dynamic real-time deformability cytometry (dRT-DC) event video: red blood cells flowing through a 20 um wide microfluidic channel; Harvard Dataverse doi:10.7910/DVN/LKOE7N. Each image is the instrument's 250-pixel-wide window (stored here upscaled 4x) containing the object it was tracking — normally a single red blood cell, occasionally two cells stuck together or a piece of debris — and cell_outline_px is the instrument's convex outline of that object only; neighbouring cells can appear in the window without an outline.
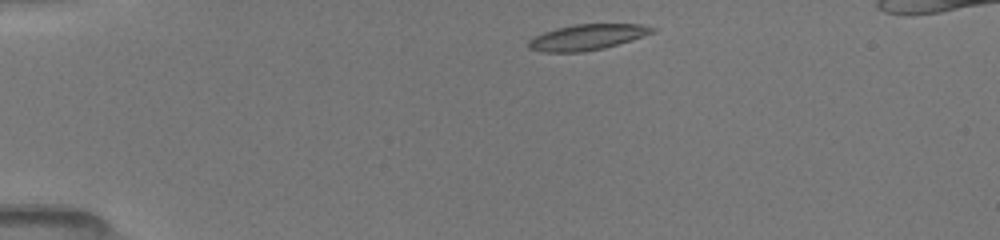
{"species": "common noctule bat (a hibernating species)", "species_latin": "Nyctalus noctula", "temperature_condition": "room temperature", "stored_images_in_passage": 41, "camera_frame_rate_fps": 3000, "um_per_image_px": 0.085, "animal": {"sex": "female", "body_mass_g": 19.5, "forearm_length_mm": 54.1}, "frame": {"image": 1, "passage_image": 1, "time_ms": 0.0, "image_size_px": [1000, 240], "cell_outline_px": [[656, 32], [604, 48], [584, 52], [544, 52], [528, 48], [528, 40], [544, 32], [556, 28], [576, 24], [640, 24], [656, 28]], "centroid_in_image_um": [49.91, 3.16], "position_along_channel_um": 35.1, "area_um2": 18.44}}
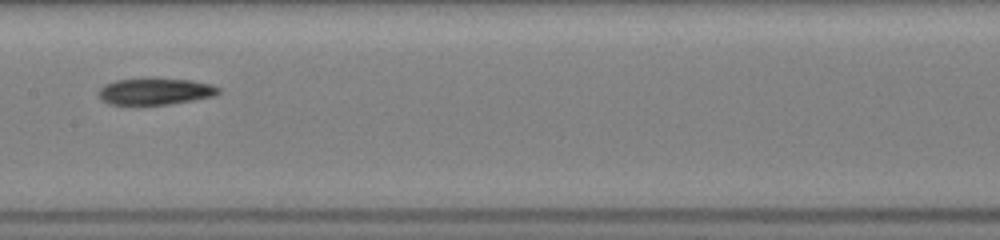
{"frame": {"image": 2, "passage_image": 17, "time_ms": 5.333, "image_size_px": [1000, 240], "cell_outline_px": [[220, 92], [216, 96], [168, 104], [108, 104], [100, 96], [100, 88], [104, 84], [116, 80], [192, 80], [208, 84], [220, 88]], "centroid_in_image_um": [13.23, 7.79], "position_along_channel_um": 194.2, "area_um2": 17.8}}
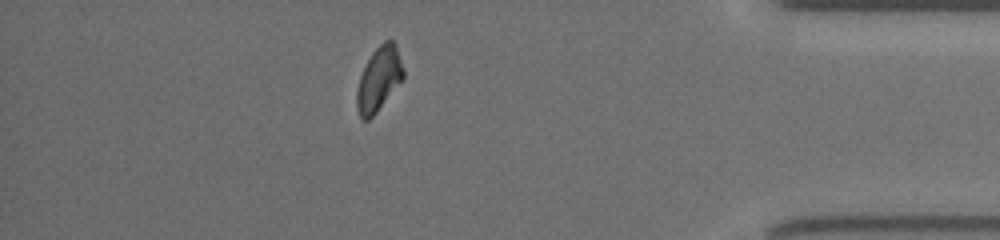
{"frame": {"image": 3, "passage_image": 35, "time_ms": 11.333, "image_size_px": [1000, 240], "cell_outline_px": [[404, 80], [376, 112], [368, 120], [360, 120], [356, 108], [356, 92], [360, 76], [372, 52], [384, 40], [392, 40], [396, 44], [404, 68]], "centroid_in_image_um": [32.22, 6.73], "position_along_channel_um": 403.0, "area_um2": 17.63}}